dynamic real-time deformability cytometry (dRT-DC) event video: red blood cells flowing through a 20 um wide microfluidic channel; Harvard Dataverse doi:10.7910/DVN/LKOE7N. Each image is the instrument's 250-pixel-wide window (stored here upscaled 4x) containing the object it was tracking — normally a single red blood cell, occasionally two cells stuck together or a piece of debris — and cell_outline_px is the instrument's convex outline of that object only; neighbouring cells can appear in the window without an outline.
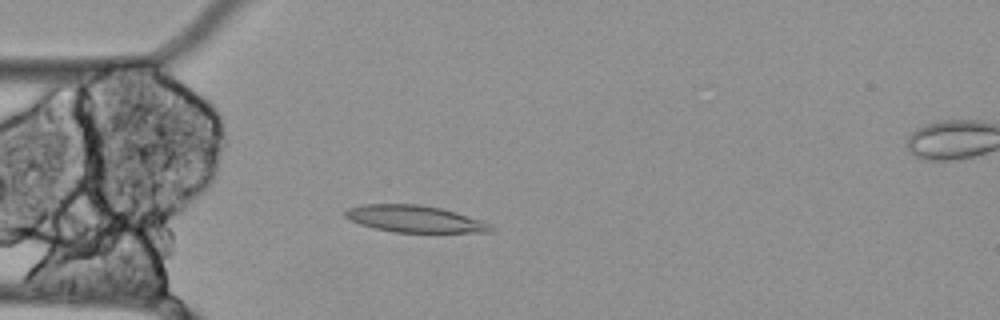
{"species": "Egyptian fruit bat (a non-hibernating species)", "species_latin": "Rousettus aegyptiacus", "temperature_condition": "cold", "stored_images_in_passage": 48, "camera_frame_rate_fps": 3000, "um_per_image_px": 0.085, "animal": {"sex": "female"}, "frame": {"image": 1, "passage_image": 7, "time_ms": 2.0, "image_size_px": [1000, 320], "cell_outline_px": [[496, 228], [492, 232], [392, 232], [360, 224], [344, 216], [344, 212], [348, 208], [360, 204], [420, 204], [440, 208], [456, 212], [492, 224]], "centroid_in_image_um": [35.27, 18.6], "position_along_channel_um": 49.7, "area_um2": 22.77}}
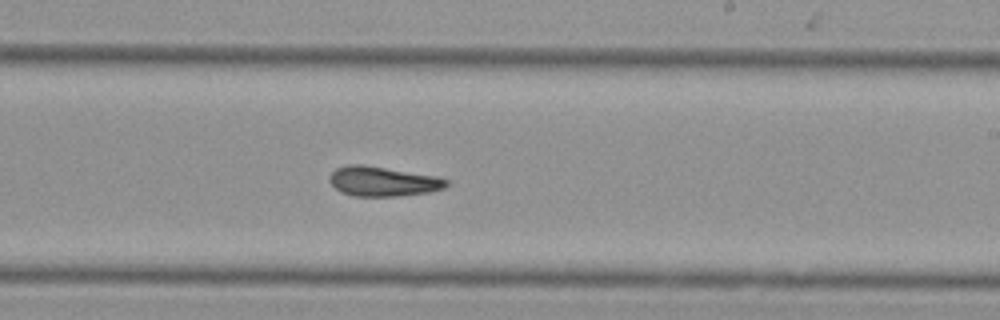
{"frame": {"image": 2, "passage_image": 25, "time_ms": 8.0, "image_size_px": [1000, 320], "cell_outline_px": [[448, 184], [444, 188], [428, 192], [396, 196], [352, 196], [340, 192], [328, 180], [328, 176], [336, 168], [348, 164], [364, 164], [436, 176], [448, 180]], "centroid_in_image_um": [32.5, 15.41], "position_along_channel_um": 256.5, "area_um2": 20.29}}
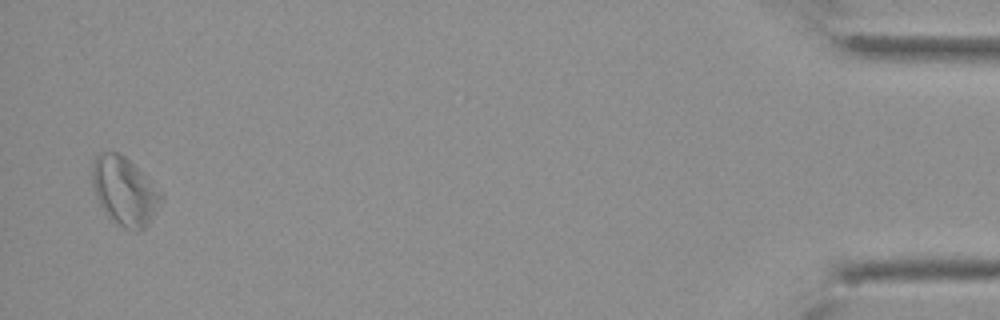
{"frame": {"image": 3, "passage_image": 47, "time_ms": 15.333, "image_size_px": [1000, 320], "cell_outline_px": [[164, 196], [148, 224], [140, 232], [132, 232], [124, 228], [112, 220], [108, 216], [100, 204], [96, 196], [92, 184], [92, 160], [100, 152], [116, 152], [124, 156], [148, 176], [164, 192]], "centroid_in_image_um": [10.61, 16.24], "position_along_channel_um": 424.6, "area_um2": 27.74}, "authors_computed_cell_mechanics": {"area_um2": 21.5594, "velocity_mm_per_s": 3.4372, "shape_relaxation_time_tau1_ms": null, "shape_relaxation_time_tau2_ms": 5.655, "deformation_change_tau1": null, "deformation_change_tau2": 0.143}}